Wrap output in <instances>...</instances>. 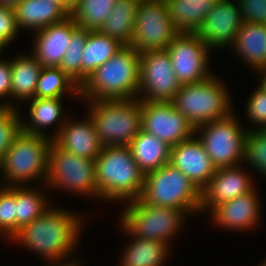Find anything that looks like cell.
I'll use <instances>...</instances> for the list:
<instances>
[{"mask_svg":"<svg viewBox=\"0 0 266 266\" xmlns=\"http://www.w3.org/2000/svg\"><path fill=\"white\" fill-rule=\"evenodd\" d=\"M72 213L49 207L33 222L22 226L11 240L40 254L48 263H63L65 258L70 261L67 257L77 246L83 227L82 216Z\"/></svg>","mask_w":266,"mask_h":266,"instance_id":"obj_1","label":"cell"},{"mask_svg":"<svg viewBox=\"0 0 266 266\" xmlns=\"http://www.w3.org/2000/svg\"><path fill=\"white\" fill-rule=\"evenodd\" d=\"M140 53L124 46L106 63L98 67L80 86V99H137Z\"/></svg>","mask_w":266,"mask_h":266,"instance_id":"obj_2","label":"cell"},{"mask_svg":"<svg viewBox=\"0 0 266 266\" xmlns=\"http://www.w3.org/2000/svg\"><path fill=\"white\" fill-rule=\"evenodd\" d=\"M98 198L108 201H133L143 188L144 173L139 169L129 146H105L95 159Z\"/></svg>","mask_w":266,"mask_h":266,"instance_id":"obj_3","label":"cell"},{"mask_svg":"<svg viewBox=\"0 0 266 266\" xmlns=\"http://www.w3.org/2000/svg\"><path fill=\"white\" fill-rule=\"evenodd\" d=\"M88 103V116L103 147L128 146L141 132V100H94Z\"/></svg>","mask_w":266,"mask_h":266,"instance_id":"obj_4","label":"cell"},{"mask_svg":"<svg viewBox=\"0 0 266 266\" xmlns=\"http://www.w3.org/2000/svg\"><path fill=\"white\" fill-rule=\"evenodd\" d=\"M229 94L223 81L212 75L199 83L182 84L172 104L196 129L233 113Z\"/></svg>","mask_w":266,"mask_h":266,"instance_id":"obj_5","label":"cell"},{"mask_svg":"<svg viewBox=\"0 0 266 266\" xmlns=\"http://www.w3.org/2000/svg\"><path fill=\"white\" fill-rule=\"evenodd\" d=\"M52 139L43 135L21 132L13 141L2 161L0 170L6 184L3 186H23L42 179L46 181L48 150Z\"/></svg>","mask_w":266,"mask_h":266,"instance_id":"obj_6","label":"cell"},{"mask_svg":"<svg viewBox=\"0 0 266 266\" xmlns=\"http://www.w3.org/2000/svg\"><path fill=\"white\" fill-rule=\"evenodd\" d=\"M139 199L161 207L200 212L201 191L170 163L144 175Z\"/></svg>","mask_w":266,"mask_h":266,"instance_id":"obj_7","label":"cell"},{"mask_svg":"<svg viewBox=\"0 0 266 266\" xmlns=\"http://www.w3.org/2000/svg\"><path fill=\"white\" fill-rule=\"evenodd\" d=\"M126 205L120 227L128 235L143 240L169 244L187 217L183 210L146 204L139 198Z\"/></svg>","mask_w":266,"mask_h":266,"instance_id":"obj_8","label":"cell"},{"mask_svg":"<svg viewBox=\"0 0 266 266\" xmlns=\"http://www.w3.org/2000/svg\"><path fill=\"white\" fill-rule=\"evenodd\" d=\"M46 187L62 188L98 199L95 160L77 156L58 147L53 141L48 150Z\"/></svg>","mask_w":266,"mask_h":266,"instance_id":"obj_9","label":"cell"},{"mask_svg":"<svg viewBox=\"0 0 266 266\" xmlns=\"http://www.w3.org/2000/svg\"><path fill=\"white\" fill-rule=\"evenodd\" d=\"M236 117L232 113L228 117L210 121L195 129V135L202 142L216 168L244 163L245 138L249 129H243Z\"/></svg>","mask_w":266,"mask_h":266,"instance_id":"obj_10","label":"cell"},{"mask_svg":"<svg viewBox=\"0 0 266 266\" xmlns=\"http://www.w3.org/2000/svg\"><path fill=\"white\" fill-rule=\"evenodd\" d=\"M178 34L166 2H139L131 47L139 53L165 50Z\"/></svg>","mask_w":266,"mask_h":266,"instance_id":"obj_11","label":"cell"},{"mask_svg":"<svg viewBox=\"0 0 266 266\" xmlns=\"http://www.w3.org/2000/svg\"><path fill=\"white\" fill-rule=\"evenodd\" d=\"M180 87L181 84L175 75L166 50L140 53L137 99L151 102H172Z\"/></svg>","mask_w":266,"mask_h":266,"instance_id":"obj_12","label":"cell"},{"mask_svg":"<svg viewBox=\"0 0 266 266\" xmlns=\"http://www.w3.org/2000/svg\"><path fill=\"white\" fill-rule=\"evenodd\" d=\"M180 84L199 83L212 76L209 50L196 33H179L165 49Z\"/></svg>","mask_w":266,"mask_h":266,"instance_id":"obj_13","label":"cell"},{"mask_svg":"<svg viewBox=\"0 0 266 266\" xmlns=\"http://www.w3.org/2000/svg\"><path fill=\"white\" fill-rule=\"evenodd\" d=\"M142 130L173 147L195 134V128L172 102L141 101Z\"/></svg>","mask_w":266,"mask_h":266,"instance_id":"obj_14","label":"cell"},{"mask_svg":"<svg viewBox=\"0 0 266 266\" xmlns=\"http://www.w3.org/2000/svg\"><path fill=\"white\" fill-rule=\"evenodd\" d=\"M242 24L237 0H215L196 34L212 50L232 48Z\"/></svg>","mask_w":266,"mask_h":266,"instance_id":"obj_15","label":"cell"},{"mask_svg":"<svg viewBox=\"0 0 266 266\" xmlns=\"http://www.w3.org/2000/svg\"><path fill=\"white\" fill-rule=\"evenodd\" d=\"M217 168L208 184L201 190L200 212H211L216 206L251 192L252 179L241 167Z\"/></svg>","mask_w":266,"mask_h":266,"instance_id":"obj_16","label":"cell"},{"mask_svg":"<svg viewBox=\"0 0 266 266\" xmlns=\"http://www.w3.org/2000/svg\"><path fill=\"white\" fill-rule=\"evenodd\" d=\"M169 163L186 175L200 191L217 169L195 134L171 147Z\"/></svg>","mask_w":266,"mask_h":266,"instance_id":"obj_17","label":"cell"},{"mask_svg":"<svg viewBox=\"0 0 266 266\" xmlns=\"http://www.w3.org/2000/svg\"><path fill=\"white\" fill-rule=\"evenodd\" d=\"M61 120L50 138L60 148L77 156L95 160L102 151V144L93 123L87 116L81 120Z\"/></svg>","mask_w":266,"mask_h":266,"instance_id":"obj_18","label":"cell"},{"mask_svg":"<svg viewBox=\"0 0 266 266\" xmlns=\"http://www.w3.org/2000/svg\"><path fill=\"white\" fill-rule=\"evenodd\" d=\"M76 26V22L68 16L62 22L36 31L31 54L43 67H59Z\"/></svg>","mask_w":266,"mask_h":266,"instance_id":"obj_19","label":"cell"},{"mask_svg":"<svg viewBox=\"0 0 266 266\" xmlns=\"http://www.w3.org/2000/svg\"><path fill=\"white\" fill-rule=\"evenodd\" d=\"M255 188L244 195L216 206L211 212L215 225L224 229L247 230L259 223L260 202Z\"/></svg>","mask_w":266,"mask_h":266,"instance_id":"obj_20","label":"cell"},{"mask_svg":"<svg viewBox=\"0 0 266 266\" xmlns=\"http://www.w3.org/2000/svg\"><path fill=\"white\" fill-rule=\"evenodd\" d=\"M19 29L34 32L62 22L69 15L56 3L49 0H21L14 6Z\"/></svg>","mask_w":266,"mask_h":266,"instance_id":"obj_21","label":"cell"},{"mask_svg":"<svg viewBox=\"0 0 266 266\" xmlns=\"http://www.w3.org/2000/svg\"><path fill=\"white\" fill-rule=\"evenodd\" d=\"M232 45L253 70L266 69V24L243 22Z\"/></svg>","mask_w":266,"mask_h":266,"instance_id":"obj_22","label":"cell"},{"mask_svg":"<svg viewBox=\"0 0 266 266\" xmlns=\"http://www.w3.org/2000/svg\"><path fill=\"white\" fill-rule=\"evenodd\" d=\"M128 146L144 175L170 162L171 146L144 130Z\"/></svg>","mask_w":266,"mask_h":266,"instance_id":"obj_23","label":"cell"},{"mask_svg":"<svg viewBox=\"0 0 266 266\" xmlns=\"http://www.w3.org/2000/svg\"><path fill=\"white\" fill-rule=\"evenodd\" d=\"M124 47L100 30H88V37L81 58V85L101 65Z\"/></svg>","mask_w":266,"mask_h":266,"instance_id":"obj_24","label":"cell"},{"mask_svg":"<svg viewBox=\"0 0 266 266\" xmlns=\"http://www.w3.org/2000/svg\"><path fill=\"white\" fill-rule=\"evenodd\" d=\"M43 66L33 55H19L11 60V98L30 101L35 98L39 74Z\"/></svg>","mask_w":266,"mask_h":266,"instance_id":"obj_25","label":"cell"},{"mask_svg":"<svg viewBox=\"0 0 266 266\" xmlns=\"http://www.w3.org/2000/svg\"><path fill=\"white\" fill-rule=\"evenodd\" d=\"M138 4L136 0H116L114 8L99 30L124 46H130Z\"/></svg>","mask_w":266,"mask_h":266,"instance_id":"obj_26","label":"cell"},{"mask_svg":"<svg viewBox=\"0 0 266 266\" xmlns=\"http://www.w3.org/2000/svg\"><path fill=\"white\" fill-rule=\"evenodd\" d=\"M132 237L122 254L121 266H163L167 260L169 244Z\"/></svg>","mask_w":266,"mask_h":266,"instance_id":"obj_27","label":"cell"},{"mask_svg":"<svg viewBox=\"0 0 266 266\" xmlns=\"http://www.w3.org/2000/svg\"><path fill=\"white\" fill-rule=\"evenodd\" d=\"M62 98H33L29 101L30 122L22 118V131L27 134L43 135L50 138L44 130L45 127L54 126L63 118ZM62 116V117H61Z\"/></svg>","mask_w":266,"mask_h":266,"instance_id":"obj_28","label":"cell"},{"mask_svg":"<svg viewBox=\"0 0 266 266\" xmlns=\"http://www.w3.org/2000/svg\"><path fill=\"white\" fill-rule=\"evenodd\" d=\"M169 14L179 33H196L213 2L189 3L186 0H168Z\"/></svg>","mask_w":266,"mask_h":266,"instance_id":"obj_29","label":"cell"},{"mask_svg":"<svg viewBox=\"0 0 266 266\" xmlns=\"http://www.w3.org/2000/svg\"><path fill=\"white\" fill-rule=\"evenodd\" d=\"M66 92L78 98L80 86L59 67H43L37 81L35 98H63Z\"/></svg>","mask_w":266,"mask_h":266,"instance_id":"obj_30","label":"cell"},{"mask_svg":"<svg viewBox=\"0 0 266 266\" xmlns=\"http://www.w3.org/2000/svg\"><path fill=\"white\" fill-rule=\"evenodd\" d=\"M116 0H79L70 13V17L79 27L99 30L114 8Z\"/></svg>","mask_w":266,"mask_h":266,"instance_id":"obj_31","label":"cell"},{"mask_svg":"<svg viewBox=\"0 0 266 266\" xmlns=\"http://www.w3.org/2000/svg\"><path fill=\"white\" fill-rule=\"evenodd\" d=\"M36 189L30 186H16V233L49 208L46 197Z\"/></svg>","mask_w":266,"mask_h":266,"instance_id":"obj_32","label":"cell"},{"mask_svg":"<svg viewBox=\"0 0 266 266\" xmlns=\"http://www.w3.org/2000/svg\"><path fill=\"white\" fill-rule=\"evenodd\" d=\"M87 37L88 29L78 25L73 29L70 44L59 66L79 86H81V56Z\"/></svg>","mask_w":266,"mask_h":266,"instance_id":"obj_33","label":"cell"},{"mask_svg":"<svg viewBox=\"0 0 266 266\" xmlns=\"http://www.w3.org/2000/svg\"><path fill=\"white\" fill-rule=\"evenodd\" d=\"M244 162L266 176V129L250 128L247 131Z\"/></svg>","mask_w":266,"mask_h":266,"instance_id":"obj_34","label":"cell"},{"mask_svg":"<svg viewBox=\"0 0 266 266\" xmlns=\"http://www.w3.org/2000/svg\"><path fill=\"white\" fill-rule=\"evenodd\" d=\"M22 114L13 107H0V162L22 132Z\"/></svg>","mask_w":266,"mask_h":266,"instance_id":"obj_35","label":"cell"},{"mask_svg":"<svg viewBox=\"0 0 266 266\" xmlns=\"http://www.w3.org/2000/svg\"><path fill=\"white\" fill-rule=\"evenodd\" d=\"M16 234V186L0 187V236Z\"/></svg>","mask_w":266,"mask_h":266,"instance_id":"obj_36","label":"cell"},{"mask_svg":"<svg viewBox=\"0 0 266 266\" xmlns=\"http://www.w3.org/2000/svg\"><path fill=\"white\" fill-rule=\"evenodd\" d=\"M246 116L253 122L254 126L260 125V130L266 129V92L259 86L251 93L247 102Z\"/></svg>","mask_w":266,"mask_h":266,"instance_id":"obj_37","label":"cell"},{"mask_svg":"<svg viewBox=\"0 0 266 266\" xmlns=\"http://www.w3.org/2000/svg\"><path fill=\"white\" fill-rule=\"evenodd\" d=\"M19 28L14 7L0 4V42L6 47L16 38Z\"/></svg>","mask_w":266,"mask_h":266,"instance_id":"obj_38","label":"cell"},{"mask_svg":"<svg viewBox=\"0 0 266 266\" xmlns=\"http://www.w3.org/2000/svg\"><path fill=\"white\" fill-rule=\"evenodd\" d=\"M243 22L266 24V0H237Z\"/></svg>","mask_w":266,"mask_h":266,"instance_id":"obj_39","label":"cell"},{"mask_svg":"<svg viewBox=\"0 0 266 266\" xmlns=\"http://www.w3.org/2000/svg\"><path fill=\"white\" fill-rule=\"evenodd\" d=\"M11 73V61L1 60L0 57V100L2 97L11 96ZM0 107L16 108V105L4 101L0 103Z\"/></svg>","mask_w":266,"mask_h":266,"instance_id":"obj_40","label":"cell"},{"mask_svg":"<svg viewBox=\"0 0 266 266\" xmlns=\"http://www.w3.org/2000/svg\"><path fill=\"white\" fill-rule=\"evenodd\" d=\"M58 4L68 15L72 12L74 3L71 0H49Z\"/></svg>","mask_w":266,"mask_h":266,"instance_id":"obj_41","label":"cell"},{"mask_svg":"<svg viewBox=\"0 0 266 266\" xmlns=\"http://www.w3.org/2000/svg\"><path fill=\"white\" fill-rule=\"evenodd\" d=\"M48 266H81V265L78 260L77 261L76 260L66 261L65 259L64 263H50Z\"/></svg>","mask_w":266,"mask_h":266,"instance_id":"obj_42","label":"cell"},{"mask_svg":"<svg viewBox=\"0 0 266 266\" xmlns=\"http://www.w3.org/2000/svg\"><path fill=\"white\" fill-rule=\"evenodd\" d=\"M257 72L262 75L259 87L266 92V69H261Z\"/></svg>","mask_w":266,"mask_h":266,"instance_id":"obj_43","label":"cell"},{"mask_svg":"<svg viewBox=\"0 0 266 266\" xmlns=\"http://www.w3.org/2000/svg\"><path fill=\"white\" fill-rule=\"evenodd\" d=\"M21 0H0V4L14 7L17 3H19Z\"/></svg>","mask_w":266,"mask_h":266,"instance_id":"obj_44","label":"cell"},{"mask_svg":"<svg viewBox=\"0 0 266 266\" xmlns=\"http://www.w3.org/2000/svg\"><path fill=\"white\" fill-rule=\"evenodd\" d=\"M188 1L189 3H199V2H203V1H207V2H214L215 0H186Z\"/></svg>","mask_w":266,"mask_h":266,"instance_id":"obj_45","label":"cell"},{"mask_svg":"<svg viewBox=\"0 0 266 266\" xmlns=\"http://www.w3.org/2000/svg\"><path fill=\"white\" fill-rule=\"evenodd\" d=\"M5 48V46L0 42V53L2 52V50Z\"/></svg>","mask_w":266,"mask_h":266,"instance_id":"obj_46","label":"cell"},{"mask_svg":"<svg viewBox=\"0 0 266 266\" xmlns=\"http://www.w3.org/2000/svg\"><path fill=\"white\" fill-rule=\"evenodd\" d=\"M137 2H148V1H153V0H136Z\"/></svg>","mask_w":266,"mask_h":266,"instance_id":"obj_47","label":"cell"},{"mask_svg":"<svg viewBox=\"0 0 266 266\" xmlns=\"http://www.w3.org/2000/svg\"><path fill=\"white\" fill-rule=\"evenodd\" d=\"M153 1L167 2L168 0H153Z\"/></svg>","mask_w":266,"mask_h":266,"instance_id":"obj_48","label":"cell"},{"mask_svg":"<svg viewBox=\"0 0 266 266\" xmlns=\"http://www.w3.org/2000/svg\"><path fill=\"white\" fill-rule=\"evenodd\" d=\"M74 4L77 2V1H79V0H71Z\"/></svg>","mask_w":266,"mask_h":266,"instance_id":"obj_49","label":"cell"}]
</instances>
